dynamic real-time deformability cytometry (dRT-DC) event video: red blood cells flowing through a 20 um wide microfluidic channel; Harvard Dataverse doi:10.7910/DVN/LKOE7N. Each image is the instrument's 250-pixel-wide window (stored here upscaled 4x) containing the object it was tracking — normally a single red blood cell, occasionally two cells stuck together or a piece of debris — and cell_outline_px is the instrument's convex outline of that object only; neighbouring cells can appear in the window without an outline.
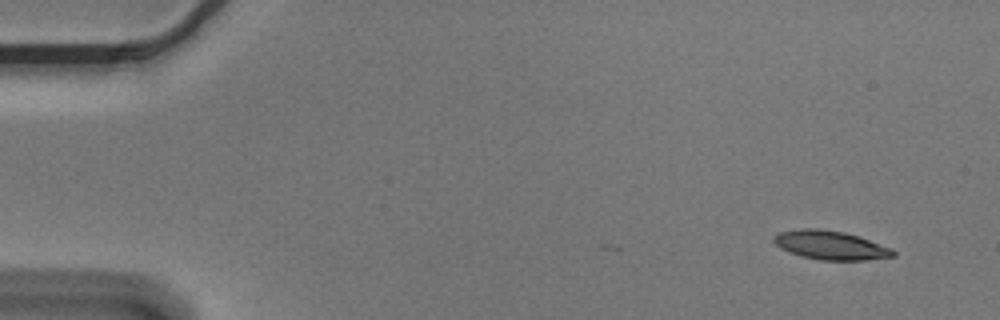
{"species": "Egyptian fruit bat (a non-hibernating species)", "species_latin": "Rousettus aegyptiacus", "temperature_condition": "cold", "stored_images_in_passage": 4, "camera_frame_rate_fps": 3000, "um_per_image_px": 0.085, "animal": {"sex": "male"}, "frame": {"image": 1, "passage_image": 1, "time_ms": 0.0, "image_size_px": [1000, 320], "cell_outline_px": [[896, 256], [864, 260], [820, 260], [800, 256], [780, 248], [772, 240], [772, 236], [780, 232], [800, 228], [820, 228], [844, 232], [892, 248], [896, 252]], "centroid_in_image_um": [70.56, 20.84], "position_along_channel_um": 14.4, "area_um2": 20.06}}
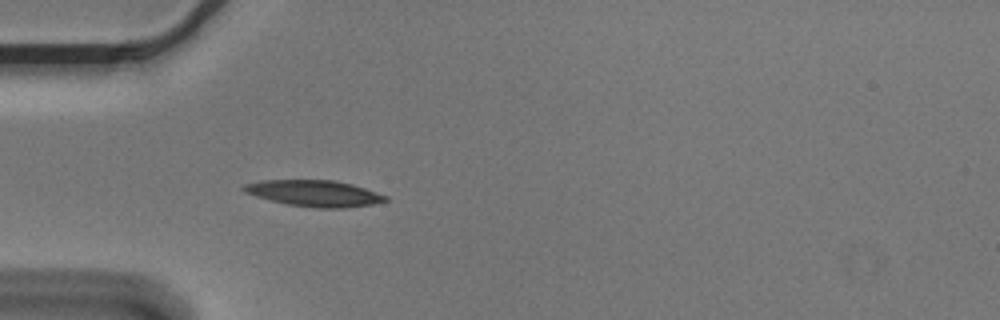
{"frame": {"image": 2, "passage_image": 4, "time_ms": 1.0, "image_size_px": [1000, 320], "cell_outline_px": [[388, 200], [372, 204], [344, 208], [320, 208], [288, 204], [256, 196], [244, 192], [240, 188], [244, 184], [264, 180], [336, 180], [352, 184], [388, 196]], "centroid_in_image_um": [26.72, 16.42], "position_along_channel_um": 58.3, "area_um2": 21.5}}